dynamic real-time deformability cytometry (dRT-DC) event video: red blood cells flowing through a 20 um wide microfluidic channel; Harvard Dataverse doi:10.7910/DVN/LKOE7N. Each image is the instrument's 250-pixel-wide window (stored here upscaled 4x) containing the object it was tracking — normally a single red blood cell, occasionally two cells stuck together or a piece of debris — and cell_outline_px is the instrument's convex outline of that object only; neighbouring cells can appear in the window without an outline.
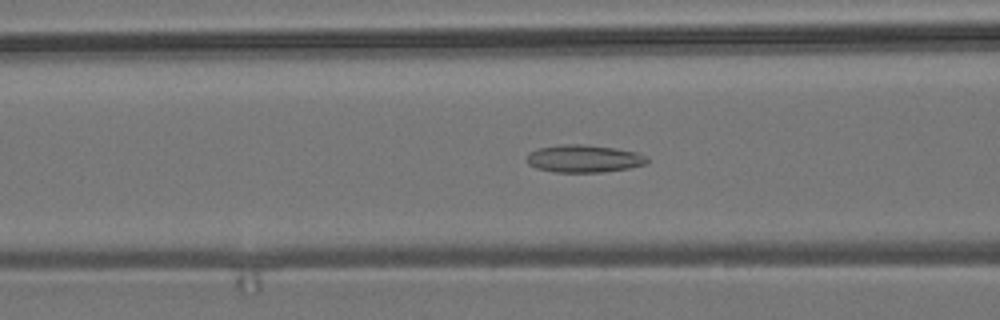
{"species": "common noctule bat (a hibernating species)", "species_latin": "Nyctalus noctula", "temperature_condition": "room temperature", "stored_images_in_passage": 56, "camera_frame_rate_fps": 3000, "um_per_image_px": 0.085, "animal": {"sex": "male", "body_mass_g": 19.2, "forearm_length_mm": 51.8}, "frame": {"image": 1, "passage_image": 21, "time_ms": 6.667, "image_size_px": [1000, 320], "cell_outline_px": [[648, 160], [644, 164], [628, 168], [604, 172], [552, 172], [536, 168], [528, 164], [528, 152], [536, 148], [560, 144], [580, 144], [616, 148], [636, 152], [648, 156]], "centroid_in_image_um": [49.6, 13.48], "position_along_channel_um": 117.0, "area_um2": 19.42}}
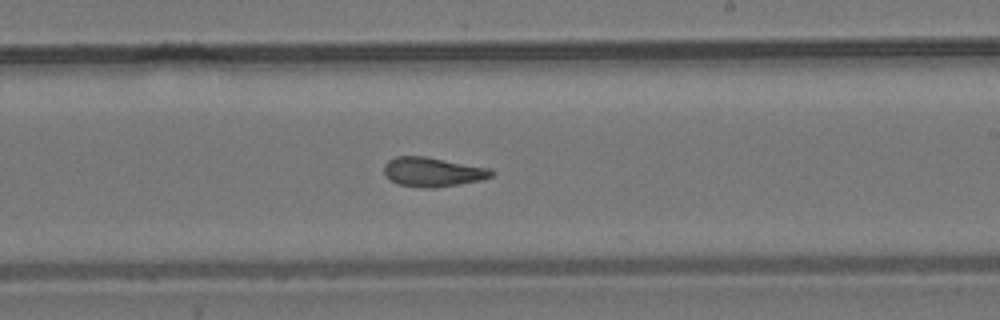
{"frame": {"image": 2, "passage_image": 32, "time_ms": 10.333, "image_size_px": [1000, 320], "cell_outline_px": [[496, 172], [492, 176], [480, 180], [460, 184], [432, 188], [424, 188], [400, 184], [384, 176], [384, 164], [388, 160], [396, 156], [428, 156], [492, 168]], "centroid_in_image_um": [36.81, 14.6], "position_along_channel_um": 252.2, "area_um2": 18.61}}
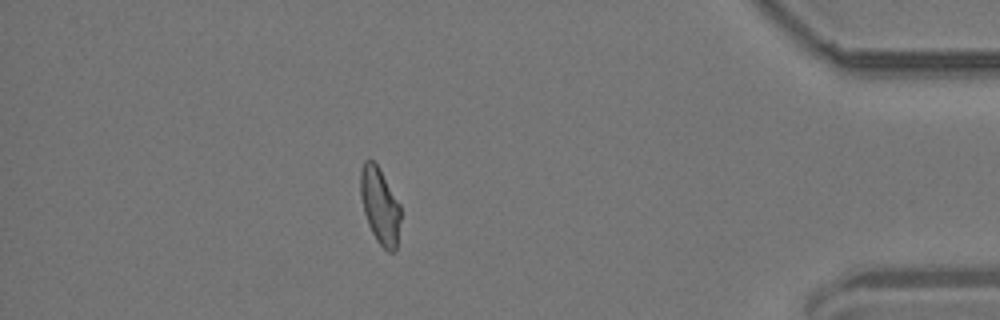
{"frame": {"image": 3, "passage_image": 48, "time_ms": 15.667, "image_size_px": [1000, 320], "cell_outline_px": [[400, 220], [396, 248], [392, 252], [388, 252], [376, 240], [368, 224], [364, 212], [360, 196], [360, 172], [364, 160], [372, 160], [380, 168], [400, 204]], "centroid_in_image_um": [32.28, 17.47], "position_along_channel_um": 402.9, "area_um2": 17.8}, "authors_computed_cell_mechanics": {"area_um2": 18.5538, "velocity_mm_per_s": 3.6955, "shape_relaxation_time_tau1_ms": null, "shape_relaxation_time_tau2_ms": 2.4066, "deformation_change_tau1": null, "deformation_change_tau2": 0.1063}}